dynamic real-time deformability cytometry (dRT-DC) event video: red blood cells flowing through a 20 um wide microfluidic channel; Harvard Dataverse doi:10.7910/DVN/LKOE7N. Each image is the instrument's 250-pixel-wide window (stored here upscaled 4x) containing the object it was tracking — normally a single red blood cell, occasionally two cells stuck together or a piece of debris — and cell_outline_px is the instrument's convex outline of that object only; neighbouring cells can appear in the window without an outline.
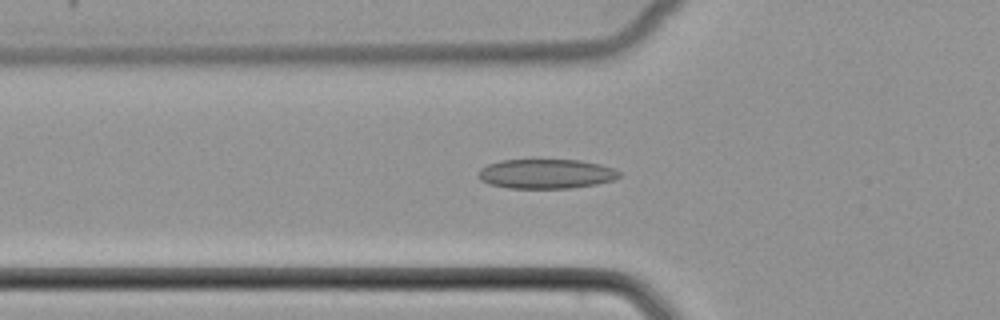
{"species": "common noctule bat (a hibernating species)", "species_latin": "Nyctalus noctula", "temperature_condition": "cold", "stored_images_in_passage": 40, "camera_frame_rate_fps": 3000, "um_per_image_px": 0.085, "animal": {"sex": "female", "body_mass_g": 22.7, "forearm_length_mm": 54.2}, "frame": {"image": 1, "passage_image": 10, "time_ms": 3.0, "image_size_px": [1000, 320], "cell_outline_px": [[620, 176], [612, 180], [596, 184], [572, 188], [508, 188], [488, 184], [480, 180], [476, 176], [476, 172], [480, 168], [488, 164], [500, 160], [580, 160], [600, 164], [616, 168], [620, 172]], "centroid_in_image_um": [46.38, 14.77], "position_along_channel_um": 79.4, "area_um2": 24.51}}
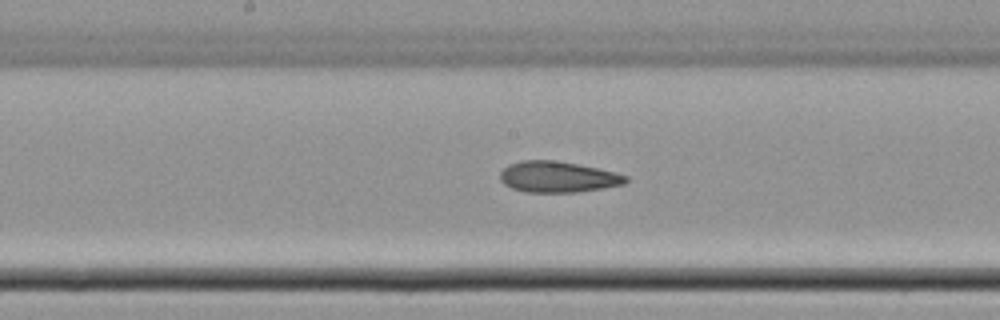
{"frame": {"image": 2, "passage_image": 19, "time_ms": 6.0, "image_size_px": [1000, 320], "cell_outline_px": [[628, 180], [624, 184], [604, 188], [576, 192], [528, 192], [512, 188], [504, 184], [500, 180], [500, 172], [508, 164], [520, 160], [556, 160], [616, 172], [628, 176]], "centroid_in_image_um": [47.4, 15.03], "position_along_channel_um": 200.8, "area_um2": 22.72}}
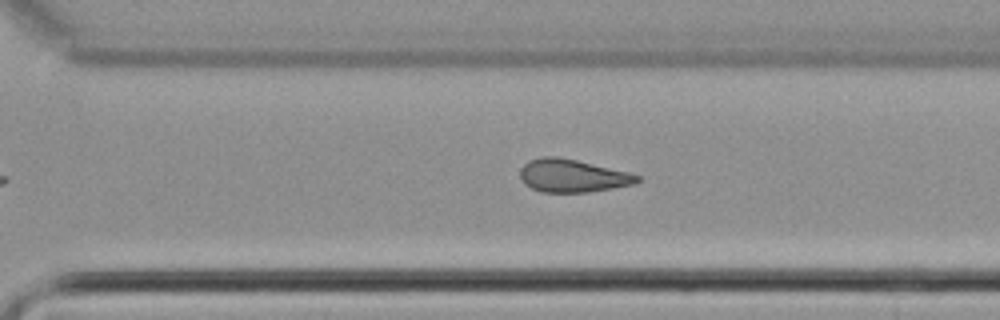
{"frame": {"image": 3, "passage_image": 28, "time_ms": 9.0, "image_size_px": [1000, 320], "cell_outline_px": [[640, 180], [636, 184], [588, 192], [540, 192], [524, 184], [520, 180], [520, 168], [528, 160], [544, 156], [556, 156], [576, 160], [632, 172], [640, 176]], "centroid_in_image_um": [48.66, 14.93], "position_along_channel_um": 321.9, "area_um2": 22.72}}